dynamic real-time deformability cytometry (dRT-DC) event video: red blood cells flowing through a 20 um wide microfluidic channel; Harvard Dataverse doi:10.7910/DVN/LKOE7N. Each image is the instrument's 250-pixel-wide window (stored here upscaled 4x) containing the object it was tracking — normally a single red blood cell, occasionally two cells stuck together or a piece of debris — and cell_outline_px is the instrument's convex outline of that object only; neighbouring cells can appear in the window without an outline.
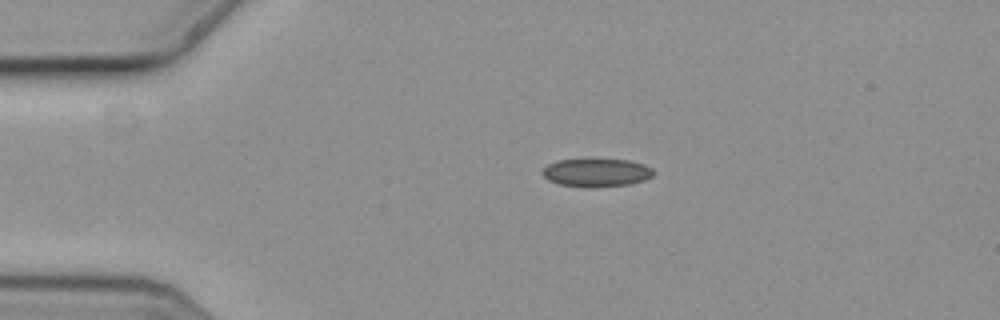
{"species": "common noctule bat (a hibernating species)", "species_latin": "Nyctalus noctula", "temperature_condition": "cold", "stored_images_in_passage": 2, "camera_frame_rate_fps": 3000, "um_per_image_px": 0.085, "animal": {"sex": "female", "body_mass_g": 19.3, "forearm_length_mm": 54.1}, "frame": {"image": 1, "passage_image": 1, "time_ms": 0.0, "image_size_px": [1000, 320], "cell_outline_px": [[652, 176], [644, 180], [628, 184], [560, 184], [548, 180], [544, 176], [544, 168], [548, 164], [556, 160], [588, 156], [628, 160], [644, 164], [652, 168]], "centroid_in_image_um": [50.69, 14.55], "position_along_channel_um": 34.3, "area_um2": 17.98}}